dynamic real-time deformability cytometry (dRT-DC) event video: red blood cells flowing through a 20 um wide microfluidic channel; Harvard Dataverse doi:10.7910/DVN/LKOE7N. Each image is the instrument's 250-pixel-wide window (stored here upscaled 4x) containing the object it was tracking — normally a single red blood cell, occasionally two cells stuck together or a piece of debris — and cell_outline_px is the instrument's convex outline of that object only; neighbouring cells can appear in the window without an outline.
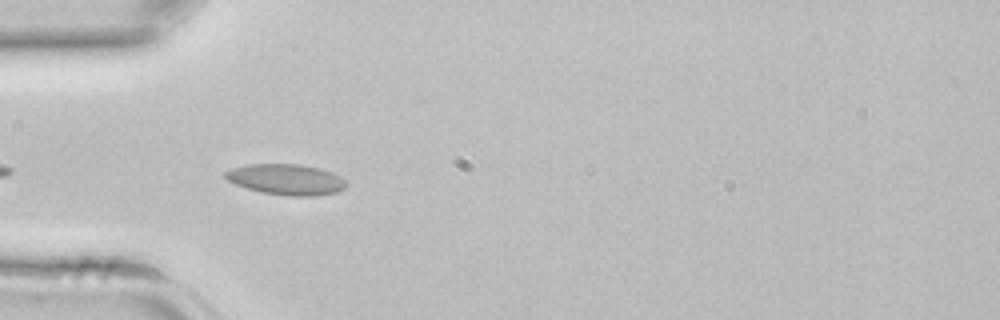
{"species": "common noctule bat (a hibernating species)", "species_latin": "Nyctalus noctula", "temperature_condition": "room temperature", "stored_images_in_passage": 14, "camera_frame_rate_fps": 3000, "um_per_image_px": 0.085, "animal": {"sex": "female", "body_mass_g": 22.7, "forearm_length_mm": 54.2}, "frame": {"image": 1, "passage_image": 3, "time_ms": 0.667, "image_size_px": [1000, 320], "cell_outline_px": [[348, 184], [344, 188], [336, 192], [312, 196], [288, 196], [260, 192], [236, 184], [228, 180], [224, 176], [224, 172], [232, 168], [248, 164], [300, 164], [320, 168], [332, 172], [340, 176]], "centroid_in_image_um": [24.33, 15.25], "position_along_channel_um": 60.7, "area_um2": 21.68}}